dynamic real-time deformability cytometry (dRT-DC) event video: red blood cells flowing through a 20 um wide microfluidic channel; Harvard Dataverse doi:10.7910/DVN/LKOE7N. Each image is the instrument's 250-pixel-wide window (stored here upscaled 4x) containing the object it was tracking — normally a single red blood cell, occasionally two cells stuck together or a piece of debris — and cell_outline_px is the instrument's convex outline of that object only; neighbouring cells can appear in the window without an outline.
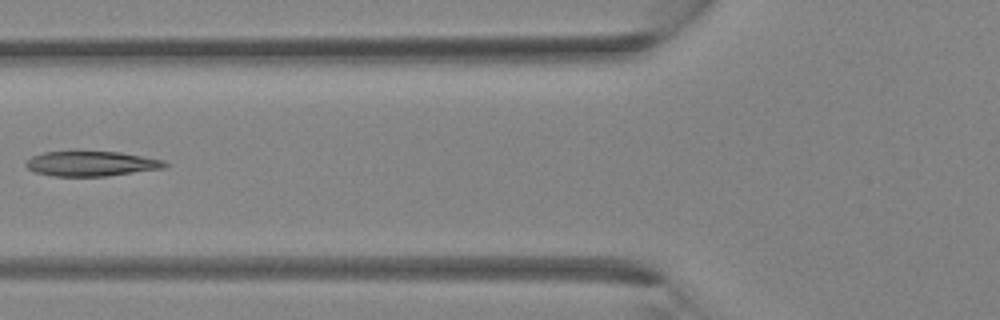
{"species": "Egyptian fruit bat (a non-hibernating species)", "species_latin": "Rousettus aegyptiacus", "temperature_condition": "room temperature", "stored_images_in_passage": 4, "camera_frame_rate_fps": 3000, "um_per_image_px": 0.085, "animal": {"sex": "female"}, "frame": {"image": 1, "passage_image": 4, "time_ms": 3.333, "image_size_px": [1000, 320], "cell_outline_px": [[168, 164], [164, 168], [108, 176], [52, 176], [36, 172], [28, 168], [24, 164], [32, 156], [44, 152], [72, 148], [76, 148], [120, 152], [164, 160]], "centroid_in_image_um": [7.72, 13.86], "position_along_channel_um": 118.1, "area_um2": 21.15}}